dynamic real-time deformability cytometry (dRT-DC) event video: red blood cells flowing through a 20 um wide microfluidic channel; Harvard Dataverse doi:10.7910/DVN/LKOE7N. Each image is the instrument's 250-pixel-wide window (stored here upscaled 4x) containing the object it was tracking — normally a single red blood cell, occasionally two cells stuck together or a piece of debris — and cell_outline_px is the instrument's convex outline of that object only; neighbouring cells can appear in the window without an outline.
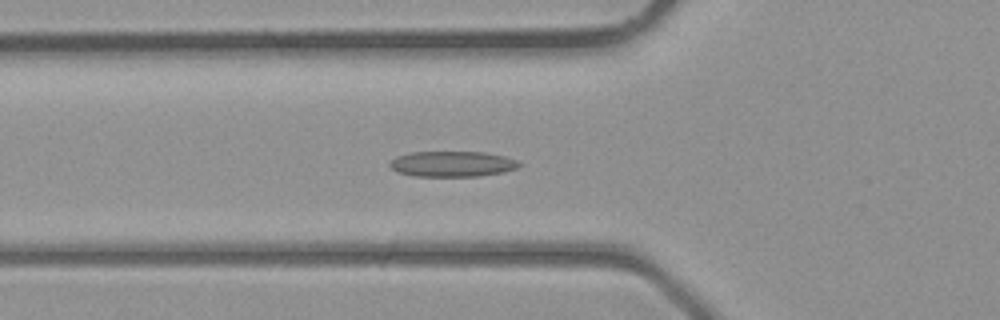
{"species": "common noctule bat (a hibernating species)", "species_latin": "Nyctalus noctula", "temperature_condition": "room temperature", "stored_images_in_passage": 36, "camera_frame_rate_fps": 3000, "um_per_image_px": 0.085, "animal": {"sex": "male", "body_mass_g": 23.1, "forearm_length_mm": 52.7}, "frame": {"image": 1, "passage_image": 14, "time_ms": 4.333, "image_size_px": [1000, 320], "cell_outline_px": [[524, 164], [516, 168], [504, 172], [480, 176], [412, 176], [396, 172], [388, 164], [396, 156], [412, 152], [484, 152], [504, 156], [520, 160]], "centroid_in_image_um": [38.48, 13.94], "position_along_channel_um": 87.3, "area_um2": 19.48}}
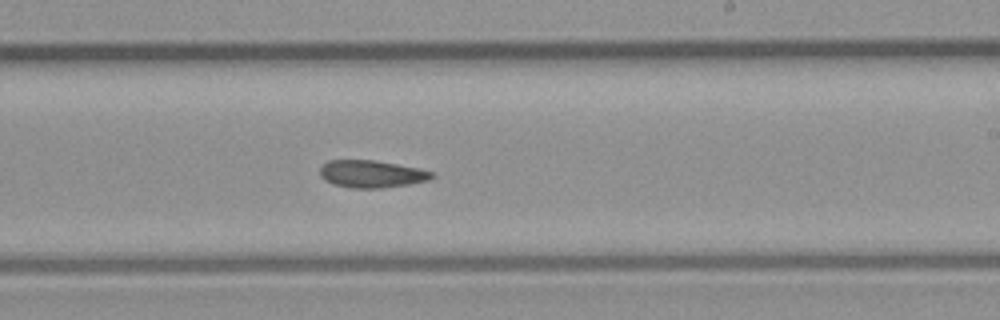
{"frame": {"image": 2, "passage_image": 24, "time_ms": 7.667, "image_size_px": [1000, 320], "cell_outline_px": [[436, 176], [428, 180], [408, 184], [380, 188], [352, 188], [332, 184], [324, 180], [320, 176], [320, 168], [328, 160], [376, 160], [420, 168], [436, 172]], "centroid_in_image_um": [31.61, 14.78], "position_along_channel_um": 257.4, "area_um2": 18.03}}
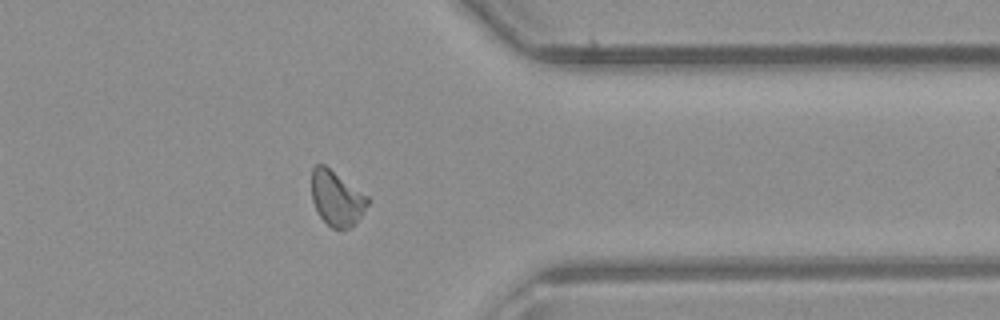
{"frame": {"image": 3, "passage_image": 32, "time_ms": 10.333, "image_size_px": [1000, 320], "cell_outline_px": [[372, 200], [356, 224], [348, 228], [332, 228], [316, 212], [312, 200], [312, 168], [316, 164], [324, 164], [368, 196]], "centroid_in_image_um": [28.64, 16.86], "position_along_channel_um": 382.8, "area_um2": 18.09}}